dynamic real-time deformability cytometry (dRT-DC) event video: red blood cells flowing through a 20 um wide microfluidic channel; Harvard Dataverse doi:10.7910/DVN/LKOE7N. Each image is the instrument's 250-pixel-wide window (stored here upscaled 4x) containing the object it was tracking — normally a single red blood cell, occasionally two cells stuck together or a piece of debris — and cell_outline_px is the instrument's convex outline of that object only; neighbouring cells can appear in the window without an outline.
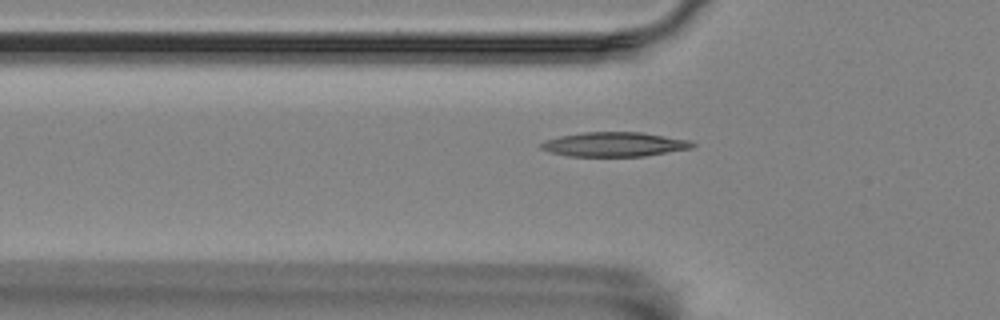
{"species": "Egyptian fruit bat (a non-hibernating species)", "species_latin": "Rousettus aegyptiacus", "temperature_condition": "room temperature", "stored_images_in_passage": 40, "camera_frame_rate_fps": 3000, "um_per_image_px": 0.085, "animal": {"sex": "female"}, "frame": {"image": 1, "passage_image": 2, "time_ms": 0.333, "image_size_px": [1000, 320], "cell_outline_px": [[696, 144], [692, 148], [644, 156], [568, 156], [548, 152], [540, 148], [540, 144], [544, 140], [560, 136], [584, 132], [640, 132], [692, 140]], "centroid_in_image_um": [52.22, 12.27], "position_along_channel_um": 73.6, "area_um2": 21.62}}
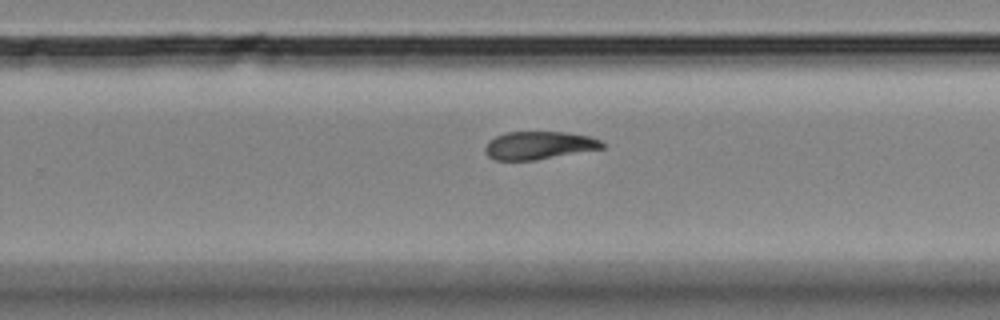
{"frame": {"image": 2, "passage_image": 20, "time_ms": 6.333, "image_size_px": [1000, 320], "cell_outline_px": [[604, 148], [536, 160], [496, 160], [488, 156], [484, 152], [484, 148], [488, 140], [496, 136], [508, 132], [564, 132], [592, 136], [600, 140], [604, 144]], "centroid_in_image_um": [45.8, 12.35], "position_along_channel_um": 284.0, "area_um2": 19.13}}
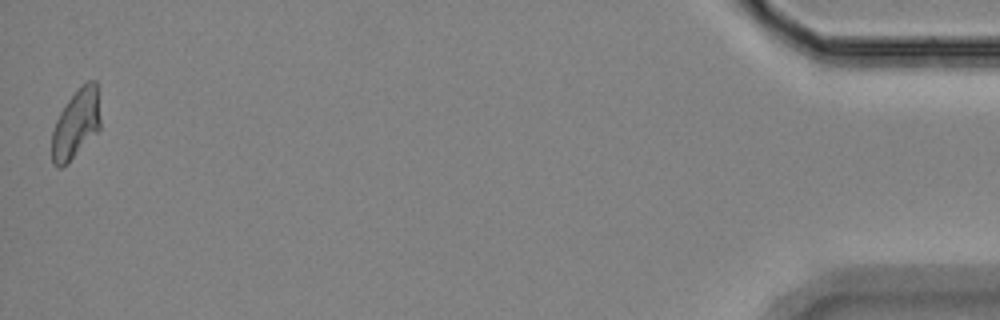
{"frame": {"image": 3, "passage_image": 40, "time_ms": 13.0, "image_size_px": [1000, 320], "cell_outline_px": [[100, 128], [68, 164], [60, 168], [52, 164], [52, 132], [56, 120], [60, 112], [68, 100], [88, 80], [96, 80], [100, 120]], "centroid_in_image_um": [6.44, 10.57], "position_along_channel_um": 428.8, "area_um2": 19.31}, "authors_computed_cell_mechanics": {"area_um2": 19.8832, "velocity_mm_per_s": 3.4945, "shape_relaxation_time_tau1_ms": 5.0454, "shape_relaxation_time_tau2_ms": null, "deformation_change_tau1": 0.1449, "deformation_change_tau2": null}}